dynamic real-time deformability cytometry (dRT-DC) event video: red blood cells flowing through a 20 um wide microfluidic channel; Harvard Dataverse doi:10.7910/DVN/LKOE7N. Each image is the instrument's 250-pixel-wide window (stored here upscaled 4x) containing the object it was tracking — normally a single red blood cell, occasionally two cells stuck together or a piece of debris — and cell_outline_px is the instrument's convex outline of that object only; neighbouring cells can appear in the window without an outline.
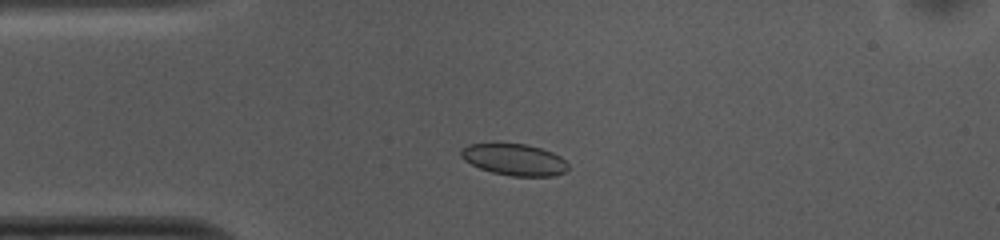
{"species": "common noctule bat (a hibernating species)", "species_latin": "Nyctalus noctula", "temperature_condition": "cold", "stored_images_in_passage": 2, "camera_frame_rate_fps": 3000, "um_per_image_px": 0.085, "animal": {"sex": "female", "body_mass_g": 10.0, "forearm_length_mm": 53.1}, "frame": {"image": 1, "passage_image": 2, "time_ms": 0.333, "image_size_px": [1000, 240], "cell_outline_px": [[560, 172], [540, 176], [528, 176], [500, 172], [484, 168], [468, 160], [476, 144], [516, 144], [536, 148], [552, 156]], "centroid_in_image_um": [43.68, 13.57], "position_along_channel_um": 41.3, "area_um2": 15.66}}